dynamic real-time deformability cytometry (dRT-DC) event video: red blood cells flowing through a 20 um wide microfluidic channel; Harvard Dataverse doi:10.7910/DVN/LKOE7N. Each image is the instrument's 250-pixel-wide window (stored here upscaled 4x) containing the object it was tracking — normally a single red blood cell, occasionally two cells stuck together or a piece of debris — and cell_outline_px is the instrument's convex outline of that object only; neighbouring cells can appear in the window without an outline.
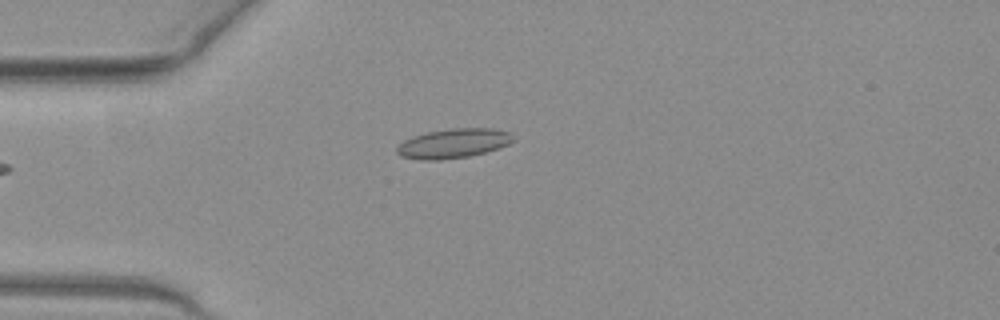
{"species": "common noctule bat (a hibernating species)", "species_latin": "Nyctalus noctula", "temperature_condition": "warm", "stored_images_in_passage": 35, "camera_frame_rate_fps": 3000, "um_per_image_px": 0.085, "animal": {"sex": "female", "body_mass_g": 19.3, "forearm_length_mm": 54.1}, "frame": {"image": 1, "passage_image": 1, "time_ms": 0.0, "image_size_px": [1000, 320], "cell_outline_px": [[516, 140], [508, 144], [484, 152], [468, 156], [440, 160], [420, 160], [400, 156], [396, 152], [396, 148], [404, 140], [412, 136], [428, 132], [452, 128], [496, 128], [508, 132]], "centroid_in_image_um": [38.51, 12.18], "position_along_channel_um": 46.5, "area_um2": 19.88}}
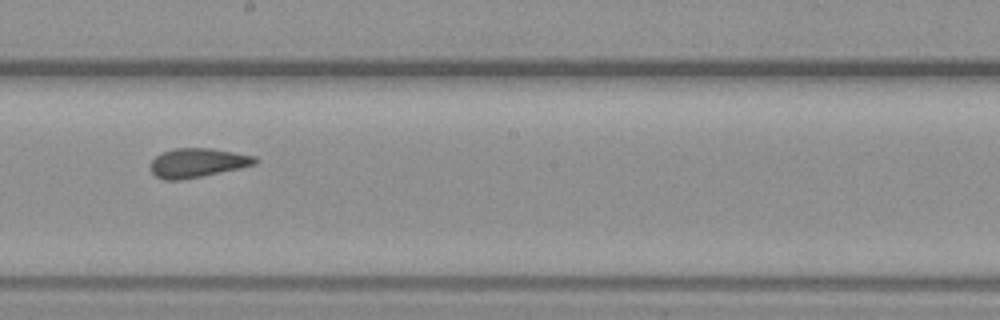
{"frame": {"image": 2, "passage_image": 16, "time_ms": 5.0, "image_size_px": [1000, 320], "cell_outline_px": [[256, 164], [240, 168], [180, 180], [164, 180], [156, 176], [148, 168], [152, 160], [156, 156], [164, 152], [176, 148], [212, 148], [256, 156]], "centroid_in_image_um": [16.76, 13.83], "position_along_channel_um": 231.4, "area_um2": 17.63}}
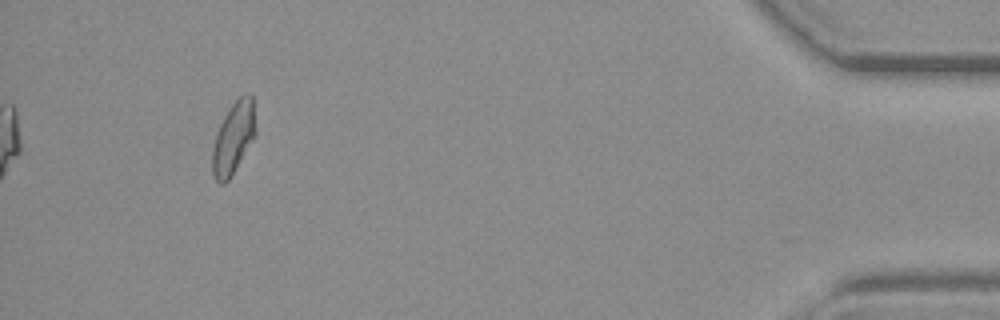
{"frame": {"image": 3, "passage_image": 35, "time_ms": 11.333, "image_size_px": [1000, 320], "cell_outline_px": [[256, 136], [228, 180], [224, 184], [220, 184], [216, 180], [212, 172], [212, 148], [220, 124], [224, 116], [232, 104], [240, 96], [248, 92], [252, 96], [256, 128]], "centroid_in_image_um": [19.85, 11.72], "position_along_channel_um": 415.3, "area_um2": 18.03}, "authors_computed_cell_mechanics": {"area_um2": 18.0914, "velocity_mm_per_s": 4.0334, "shape_relaxation_time_tau1_ms": 6.7149, "shape_relaxation_time_tau2_ms": 1.5512, "deformation_change_tau1": 0.1796, "deformation_change_tau2": 0.0883}}